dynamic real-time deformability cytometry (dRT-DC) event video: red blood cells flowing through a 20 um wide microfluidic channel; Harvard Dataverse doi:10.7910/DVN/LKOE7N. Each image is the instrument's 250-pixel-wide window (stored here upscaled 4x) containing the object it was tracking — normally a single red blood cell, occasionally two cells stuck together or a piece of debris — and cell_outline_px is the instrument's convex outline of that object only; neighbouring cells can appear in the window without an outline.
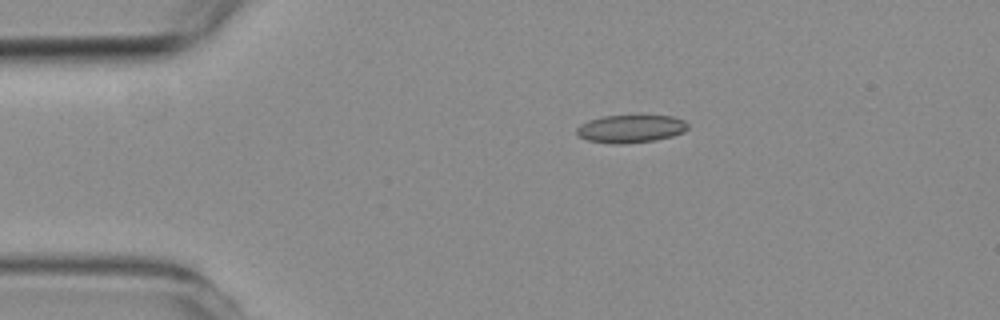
{"species": "common noctule bat (a hibernating species)", "species_latin": "Nyctalus noctula", "temperature_condition": "room temperature", "stored_images_in_passage": 5, "camera_frame_rate_fps": 3000, "um_per_image_px": 0.085, "animal": {"sex": "female", "body_mass_g": 19.3, "forearm_length_mm": 54.1}, "frame": {"image": 1, "passage_image": 3, "time_ms": 2.333, "image_size_px": [1000, 320], "cell_outline_px": [[688, 128], [684, 132], [672, 136], [656, 140], [624, 144], [612, 144], [588, 140], [580, 136], [576, 132], [576, 128], [580, 124], [588, 120], [604, 116], [636, 112], [640, 112], [672, 116], [684, 120], [688, 124]], "centroid_in_image_um": [53.65, 10.88], "position_along_channel_um": 31.4, "area_um2": 19.07}}
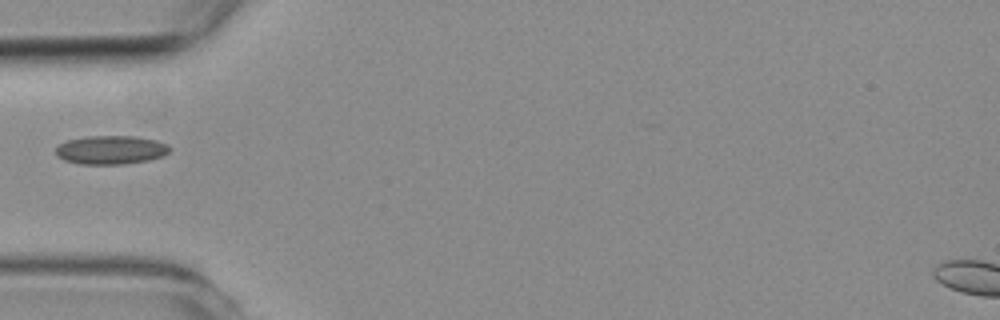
{"frame": {"image": 2, "passage_image": 5, "time_ms": 4.667, "image_size_px": [1000, 320], "cell_outline_px": [[172, 148], [164, 156], [148, 160], [124, 164], [80, 164], [64, 160], [56, 156], [56, 148], [60, 144], [68, 140], [88, 136], [136, 136], [156, 140], [168, 144]], "centroid_in_image_um": [9.45, 12.74], "position_along_channel_um": 75.5, "area_um2": 19.13}}